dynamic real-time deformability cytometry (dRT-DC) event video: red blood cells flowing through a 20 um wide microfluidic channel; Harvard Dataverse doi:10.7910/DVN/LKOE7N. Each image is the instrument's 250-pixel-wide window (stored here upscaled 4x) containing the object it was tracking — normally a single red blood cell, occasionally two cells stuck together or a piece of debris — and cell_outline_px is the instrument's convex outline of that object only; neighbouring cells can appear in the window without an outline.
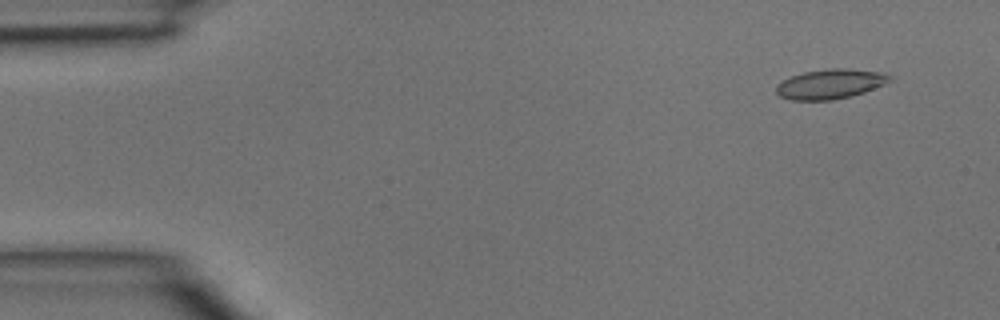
{"species": "common noctule bat (a hibernating species)", "species_latin": "Nyctalus noctula", "temperature_condition": "room temperature", "stored_images_in_passage": 4, "camera_frame_rate_fps": 3000, "um_per_image_px": 0.085, "animal": {"sex": "male", "body_mass_g": 15.6}, "frame": {"image": 1, "passage_image": 1, "time_ms": 0.0, "image_size_px": [1000, 320], "cell_outline_px": [[896, 76], [892, 80], [884, 84], [864, 92], [852, 96], [832, 100], [792, 100], [780, 96], [776, 92], [776, 84], [792, 76], [804, 72], [828, 68], [848, 68], [888, 72]], "centroid_in_image_um": [70.66, 7.12], "position_along_channel_um": 14.3, "area_um2": 20.0}}